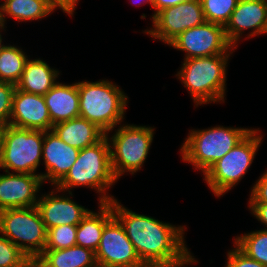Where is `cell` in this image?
<instances>
[{"instance_id":"cell-1","label":"cell","mask_w":267,"mask_h":267,"mask_svg":"<svg viewBox=\"0 0 267 267\" xmlns=\"http://www.w3.org/2000/svg\"><path fill=\"white\" fill-rule=\"evenodd\" d=\"M112 211L147 267H177L190 252L184 239L186 226L138 214L117 199L112 200Z\"/></svg>"},{"instance_id":"cell-2","label":"cell","mask_w":267,"mask_h":267,"mask_svg":"<svg viewBox=\"0 0 267 267\" xmlns=\"http://www.w3.org/2000/svg\"><path fill=\"white\" fill-rule=\"evenodd\" d=\"M110 148L105 136L98 143L81 149L76 162L56 187L63 193L79 186L94 189L99 194V204L114 200L107 192L117 183L111 168Z\"/></svg>"},{"instance_id":"cell-3","label":"cell","mask_w":267,"mask_h":267,"mask_svg":"<svg viewBox=\"0 0 267 267\" xmlns=\"http://www.w3.org/2000/svg\"><path fill=\"white\" fill-rule=\"evenodd\" d=\"M80 117L96 124L106 135L125 119L127 94L112 81L77 82Z\"/></svg>"},{"instance_id":"cell-4","label":"cell","mask_w":267,"mask_h":267,"mask_svg":"<svg viewBox=\"0 0 267 267\" xmlns=\"http://www.w3.org/2000/svg\"><path fill=\"white\" fill-rule=\"evenodd\" d=\"M232 54L183 59L176 76L190 93L195 106L225 102L227 64Z\"/></svg>"},{"instance_id":"cell-5","label":"cell","mask_w":267,"mask_h":267,"mask_svg":"<svg viewBox=\"0 0 267 267\" xmlns=\"http://www.w3.org/2000/svg\"><path fill=\"white\" fill-rule=\"evenodd\" d=\"M252 130L221 125L202 130L192 129L180 148L181 159L204 174Z\"/></svg>"},{"instance_id":"cell-6","label":"cell","mask_w":267,"mask_h":267,"mask_svg":"<svg viewBox=\"0 0 267 267\" xmlns=\"http://www.w3.org/2000/svg\"><path fill=\"white\" fill-rule=\"evenodd\" d=\"M262 139L260 129L253 128L238 145L202 174L210 191L216 197L228 193L244 178L253 163Z\"/></svg>"},{"instance_id":"cell-7","label":"cell","mask_w":267,"mask_h":267,"mask_svg":"<svg viewBox=\"0 0 267 267\" xmlns=\"http://www.w3.org/2000/svg\"><path fill=\"white\" fill-rule=\"evenodd\" d=\"M114 130L112 137L106 136L111 147V168L118 181L124 173L134 175L141 170L148 157L155 129L154 126L123 123Z\"/></svg>"},{"instance_id":"cell-8","label":"cell","mask_w":267,"mask_h":267,"mask_svg":"<svg viewBox=\"0 0 267 267\" xmlns=\"http://www.w3.org/2000/svg\"><path fill=\"white\" fill-rule=\"evenodd\" d=\"M0 232L31 262L45 250L47 229L37 206L1 210Z\"/></svg>"},{"instance_id":"cell-9","label":"cell","mask_w":267,"mask_h":267,"mask_svg":"<svg viewBox=\"0 0 267 267\" xmlns=\"http://www.w3.org/2000/svg\"><path fill=\"white\" fill-rule=\"evenodd\" d=\"M45 131L3 127L0 169L4 172L36 174L42 159Z\"/></svg>"},{"instance_id":"cell-10","label":"cell","mask_w":267,"mask_h":267,"mask_svg":"<svg viewBox=\"0 0 267 267\" xmlns=\"http://www.w3.org/2000/svg\"><path fill=\"white\" fill-rule=\"evenodd\" d=\"M169 46L184 51V59L233 54L237 49L228 41L224 26L211 22L187 29Z\"/></svg>"},{"instance_id":"cell-11","label":"cell","mask_w":267,"mask_h":267,"mask_svg":"<svg viewBox=\"0 0 267 267\" xmlns=\"http://www.w3.org/2000/svg\"><path fill=\"white\" fill-rule=\"evenodd\" d=\"M206 22L201 0H189L159 11L152 21L151 29L143 32L154 40L169 45L181 33Z\"/></svg>"},{"instance_id":"cell-12","label":"cell","mask_w":267,"mask_h":267,"mask_svg":"<svg viewBox=\"0 0 267 267\" xmlns=\"http://www.w3.org/2000/svg\"><path fill=\"white\" fill-rule=\"evenodd\" d=\"M97 264L111 267H147L137 255L124 227L113 216L104 227L95 252Z\"/></svg>"},{"instance_id":"cell-13","label":"cell","mask_w":267,"mask_h":267,"mask_svg":"<svg viewBox=\"0 0 267 267\" xmlns=\"http://www.w3.org/2000/svg\"><path fill=\"white\" fill-rule=\"evenodd\" d=\"M224 29L228 41L235 48L247 29L251 30L247 38L267 34V0H238Z\"/></svg>"},{"instance_id":"cell-14","label":"cell","mask_w":267,"mask_h":267,"mask_svg":"<svg viewBox=\"0 0 267 267\" xmlns=\"http://www.w3.org/2000/svg\"><path fill=\"white\" fill-rule=\"evenodd\" d=\"M5 173L0 174V211L37 206L43 185L40 174Z\"/></svg>"},{"instance_id":"cell-15","label":"cell","mask_w":267,"mask_h":267,"mask_svg":"<svg viewBox=\"0 0 267 267\" xmlns=\"http://www.w3.org/2000/svg\"><path fill=\"white\" fill-rule=\"evenodd\" d=\"M60 192L62 191L55 186L51 192L38 198L37 208L47 230L66 224L78 225L90 211L70 198L73 197L72 192H65L69 195H57Z\"/></svg>"},{"instance_id":"cell-16","label":"cell","mask_w":267,"mask_h":267,"mask_svg":"<svg viewBox=\"0 0 267 267\" xmlns=\"http://www.w3.org/2000/svg\"><path fill=\"white\" fill-rule=\"evenodd\" d=\"M9 125L32 130H52L53 124L44 96L26 93L16 88L12 97Z\"/></svg>"},{"instance_id":"cell-17","label":"cell","mask_w":267,"mask_h":267,"mask_svg":"<svg viewBox=\"0 0 267 267\" xmlns=\"http://www.w3.org/2000/svg\"><path fill=\"white\" fill-rule=\"evenodd\" d=\"M79 149L64 143L53 130L45 131L42 160L46 172L40 173L42 182L50 181L54 188L68 173L77 160Z\"/></svg>"},{"instance_id":"cell-18","label":"cell","mask_w":267,"mask_h":267,"mask_svg":"<svg viewBox=\"0 0 267 267\" xmlns=\"http://www.w3.org/2000/svg\"><path fill=\"white\" fill-rule=\"evenodd\" d=\"M53 125L80 116V101L77 82L62 84L59 81L44 95Z\"/></svg>"},{"instance_id":"cell-19","label":"cell","mask_w":267,"mask_h":267,"mask_svg":"<svg viewBox=\"0 0 267 267\" xmlns=\"http://www.w3.org/2000/svg\"><path fill=\"white\" fill-rule=\"evenodd\" d=\"M52 130L64 143L79 150L98 143L106 136L96 124L80 116L57 123Z\"/></svg>"},{"instance_id":"cell-20","label":"cell","mask_w":267,"mask_h":267,"mask_svg":"<svg viewBox=\"0 0 267 267\" xmlns=\"http://www.w3.org/2000/svg\"><path fill=\"white\" fill-rule=\"evenodd\" d=\"M60 72L43 59H28L16 88L26 93L45 95L56 83Z\"/></svg>"},{"instance_id":"cell-21","label":"cell","mask_w":267,"mask_h":267,"mask_svg":"<svg viewBox=\"0 0 267 267\" xmlns=\"http://www.w3.org/2000/svg\"><path fill=\"white\" fill-rule=\"evenodd\" d=\"M34 262L39 267L97 266L95 252L77 245L66 249H45Z\"/></svg>"},{"instance_id":"cell-22","label":"cell","mask_w":267,"mask_h":267,"mask_svg":"<svg viewBox=\"0 0 267 267\" xmlns=\"http://www.w3.org/2000/svg\"><path fill=\"white\" fill-rule=\"evenodd\" d=\"M99 211H89L77 225L76 245L96 252L105 224L114 216L112 201L100 203Z\"/></svg>"},{"instance_id":"cell-23","label":"cell","mask_w":267,"mask_h":267,"mask_svg":"<svg viewBox=\"0 0 267 267\" xmlns=\"http://www.w3.org/2000/svg\"><path fill=\"white\" fill-rule=\"evenodd\" d=\"M53 12L48 0H4L0 4V22L5 26L7 16L18 22L34 21Z\"/></svg>"},{"instance_id":"cell-24","label":"cell","mask_w":267,"mask_h":267,"mask_svg":"<svg viewBox=\"0 0 267 267\" xmlns=\"http://www.w3.org/2000/svg\"><path fill=\"white\" fill-rule=\"evenodd\" d=\"M28 59L21 47L4 45L0 50V81L16 85L21 79Z\"/></svg>"},{"instance_id":"cell-25","label":"cell","mask_w":267,"mask_h":267,"mask_svg":"<svg viewBox=\"0 0 267 267\" xmlns=\"http://www.w3.org/2000/svg\"><path fill=\"white\" fill-rule=\"evenodd\" d=\"M236 245L249 258L267 267V230H256L234 238Z\"/></svg>"},{"instance_id":"cell-26","label":"cell","mask_w":267,"mask_h":267,"mask_svg":"<svg viewBox=\"0 0 267 267\" xmlns=\"http://www.w3.org/2000/svg\"><path fill=\"white\" fill-rule=\"evenodd\" d=\"M237 3L238 0H201L206 22L225 26Z\"/></svg>"},{"instance_id":"cell-27","label":"cell","mask_w":267,"mask_h":267,"mask_svg":"<svg viewBox=\"0 0 267 267\" xmlns=\"http://www.w3.org/2000/svg\"><path fill=\"white\" fill-rule=\"evenodd\" d=\"M77 225H61L47 230L45 249H66L76 245Z\"/></svg>"},{"instance_id":"cell-28","label":"cell","mask_w":267,"mask_h":267,"mask_svg":"<svg viewBox=\"0 0 267 267\" xmlns=\"http://www.w3.org/2000/svg\"><path fill=\"white\" fill-rule=\"evenodd\" d=\"M29 258L0 232V267H30Z\"/></svg>"},{"instance_id":"cell-29","label":"cell","mask_w":267,"mask_h":267,"mask_svg":"<svg viewBox=\"0 0 267 267\" xmlns=\"http://www.w3.org/2000/svg\"><path fill=\"white\" fill-rule=\"evenodd\" d=\"M16 85L0 81V127L9 125Z\"/></svg>"},{"instance_id":"cell-30","label":"cell","mask_w":267,"mask_h":267,"mask_svg":"<svg viewBox=\"0 0 267 267\" xmlns=\"http://www.w3.org/2000/svg\"><path fill=\"white\" fill-rule=\"evenodd\" d=\"M226 264L224 267H266L258 261L249 258L236 245L227 252Z\"/></svg>"},{"instance_id":"cell-31","label":"cell","mask_w":267,"mask_h":267,"mask_svg":"<svg viewBox=\"0 0 267 267\" xmlns=\"http://www.w3.org/2000/svg\"><path fill=\"white\" fill-rule=\"evenodd\" d=\"M249 203H267V170L251 187Z\"/></svg>"},{"instance_id":"cell-32","label":"cell","mask_w":267,"mask_h":267,"mask_svg":"<svg viewBox=\"0 0 267 267\" xmlns=\"http://www.w3.org/2000/svg\"><path fill=\"white\" fill-rule=\"evenodd\" d=\"M48 2L55 11L60 8V10L72 17L79 0H48Z\"/></svg>"},{"instance_id":"cell-33","label":"cell","mask_w":267,"mask_h":267,"mask_svg":"<svg viewBox=\"0 0 267 267\" xmlns=\"http://www.w3.org/2000/svg\"><path fill=\"white\" fill-rule=\"evenodd\" d=\"M249 210L260 223L267 227V203H249ZM267 230V228L263 229Z\"/></svg>"},{"instance_id":"cell-34","label":"cell","mask_w":267,"mask_h":267,"mask_svg":"<svg viewBox=\"0 0 267 267\" xmlns=\"http://www.w3.org/2000/svg\"><path fill=\"white\" fill-rule=\"evenodd\" d=\"M189 0H154L153 8L155 9L154 14H152L151 21H153L154 16L164 8L176 6L180 3L187 2Z\"/></svg>"},{"instance_id":"cell-35","label":"cell","mask_w":267,"mask_h":267,"mask_svg":"<svg viewBox=\"0 0 267 267\" xmlns=\"http://www.w3.org/2000/svg\"><path fill=\"white\" fill-rule=\"evenodd\" d=\"M192 253L189 252L184 259L181 261V263L177 266V267H186L190 264H195L196 262L198 263V261L194 258L193 255H191Z\"/></svg>"},{"instance_id":"cell-36","label":"cell","mask_w":267,"mask_h":267,"mask_svg":"<svg viewBox=\"0 0 267 267\" xmlns=\"http://www.w3.org/2000/svg\"><path fill=\"white\" fill-rule=\"evenodd\" d=\"M2 147H3V127H0V160L2 155Z\"/></svg>"},{"instance_id":"cell-37","label":"cell","mask_w":267,"mask_h":267,"mask_svg":"<svg viewBox=\"0 0 267 267\" xmlns=\"http://www.w3.org/2000/svg\"><path fill=\"white\" fill-rule=\"evenodd\" d=\"M5 28H6V26H4V25L0 22V50H1V48L4 46V44L2 43L3 38H2V35H1V34H2L1 31H2V30L6 31Z\"/></svg>"},{"instance_id":"cell-38","label":"cell","mask_w":267,"mask_h":267,"mask_svg":"<svg viewBox=\"0 0 267 267\" xmlns=\"http://www.w3.org/2000/svg\"><path fill=\"white\" fill-rule=\"evenodd\" d=\"M133 1H134V0H133ZM137 1H138V0H137ZM140 1H141V2H140ZM140 1H139L138 5H139V4L141 5L142 3L144 4V2H146V3H149V5H151V7L153 8L154 0H140ZM132 3H133V4H136L137 2H136V3L132 2ZM136 5H137V4H136Z\"/></svg>"},{"instance_id":"cell-39","label":"cell","mask_w":267,"mask_h":267,"mask_svg":"<svg viewBox=\"0 0 267 267\" xmlns=\"http://www.w3.org/2000/svg\"><path fill=\"white\" fill-rule=\"evenodd\" d=\"M30 267H39L35 262H32Z\"/></svg>"},{"instance_id":"cell-40","label":"cell","mask_w":267,"mask_h":267,"mask_svg":"<svg viewBox=\"0 0 267 267\" xmlns=\"http://www.w3.org/2000/svg\"><path fill=\"white\" fill-rule=\"evenodd\" d=\"M96 267H111V266H104V265L97 264Z\"/></svg>"}]
</instances>
